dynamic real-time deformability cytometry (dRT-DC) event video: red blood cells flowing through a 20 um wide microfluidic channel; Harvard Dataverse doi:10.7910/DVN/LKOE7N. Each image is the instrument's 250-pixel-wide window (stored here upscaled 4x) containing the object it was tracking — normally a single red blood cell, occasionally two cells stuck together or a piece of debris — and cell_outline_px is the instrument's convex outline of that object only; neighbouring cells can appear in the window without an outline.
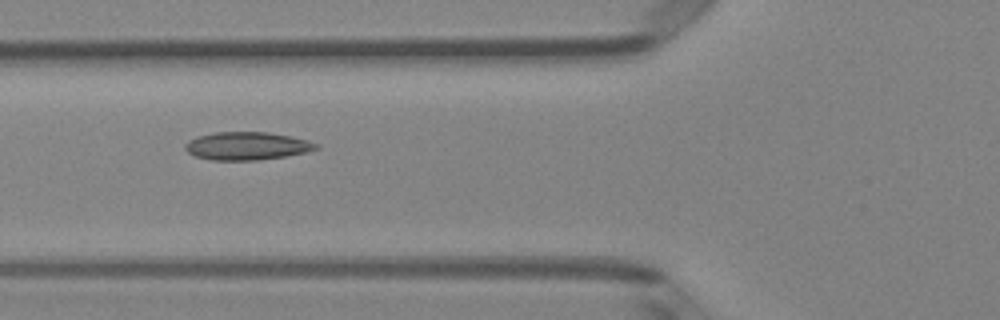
{"species": "Egyptian fruit bat (a non-hibernating species)", "species_latin": "Rousettus aegyptiacus", "temperature_condition": "room temperature", "stored_images_in_passage": 14, "camera_frame_rate_fps": 3000, "um_per_image_px": 0.085, "animal": {"sex": "female"}, "frame": {"image": 1, "passage_image": 5, "time_ms": 1.333, "image_size_px": [1000, 320], "cell_outline_px": [[320, 148], [304, 152], [284, 156], [260, 160], [212, 160], [196, 156], [188, 152], [184, 148], [184, 144], [188, 140], [196, 136], [216, 132], [268, 132], [292, 136], [308, 140], [320, 144]], "centroid_in_image_um": [20.99, 12.4], "position_along_channel_um": 104.8, "area_um2": 21.44}}
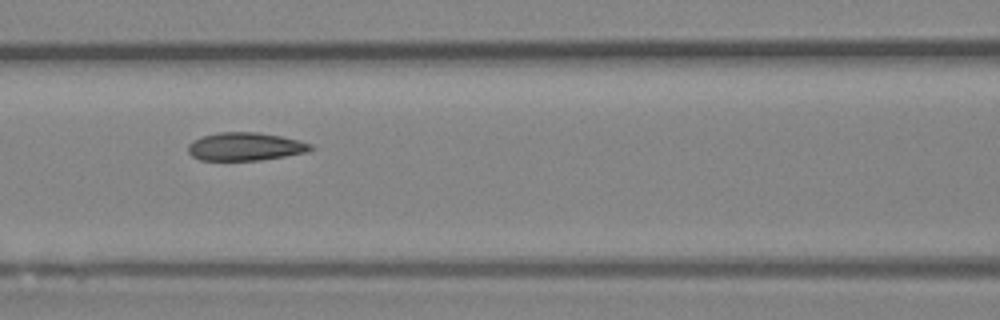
{"frame": {"image": 2, "passage_image": 8, "time_ms": 2.333, "image_size_px": [1000, 320], "cell_outline_px": [[316, 148], [308, 152], [260, 160], [200, 160], [192, 156], [188, 152], [188, 144], [192, 140], [216, 132], [256, 132], [280, 136], [300, 140], [312, 144]], "centroid_in_image_um": [20.86, 12.45], "position_along_channel_um": 145.7, "area_um2": 20.17}}